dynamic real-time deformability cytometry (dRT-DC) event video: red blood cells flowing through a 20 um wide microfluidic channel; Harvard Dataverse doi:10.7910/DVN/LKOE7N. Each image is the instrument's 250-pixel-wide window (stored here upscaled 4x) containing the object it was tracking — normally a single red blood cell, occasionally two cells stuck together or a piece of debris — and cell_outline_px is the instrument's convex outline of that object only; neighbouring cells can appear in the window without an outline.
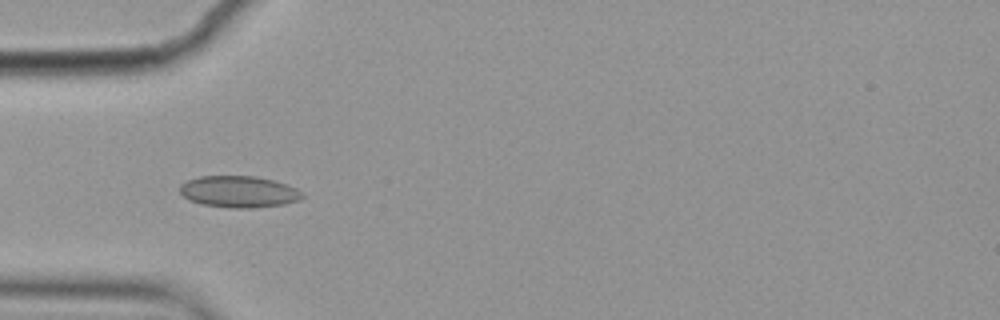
{"species": "common noctule bat (a hibernating species)", "species_latin": "Nyctalus noctula", "temperature_condition": "cold", "stored_images_in_passage": 14, "camera_frame_rate_fps": 3000, "um_per_image_px": 0.085, "animal": {"sex": "female", "body_mass_g": 19.9}, "frame": {"image": 1, "passage_image": 5, "time_ms": 1.333, "image_size_px": [1000, 320], "cell_outline_px": [[304, 196], [300, 200], [284, 204], [252, 208], [228, 208], [200, 204], [188, 200], [180, 192], [180, 184], [188, 180], [200, 176], [256, 176], [272, 180], [296, 188], [304, 192]], "centroid_in_image_um": [20.3, 16.3], "position_along_channel_um": 64.7, "area_um2": 22.66}}
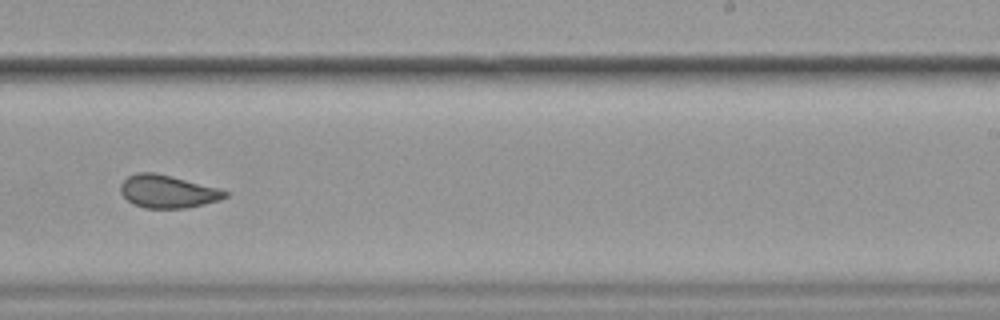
{"frame": {"image": 2, "passage_image": 10, "time_ms": 3.0, "image_size_px": [1000, 320], "cell_outline_px": [[228, 196], [220, 200], [188, 208], [144, 208], [132, 204], [120, 192], [120, 184], [128, 176], [136, 172], [152, 172], [220, 188], [228, 192]], "centroid_in_image_um": [14.25, 16.29], "position_along_channel_um": 274.8, "area_um2": 20.0}}
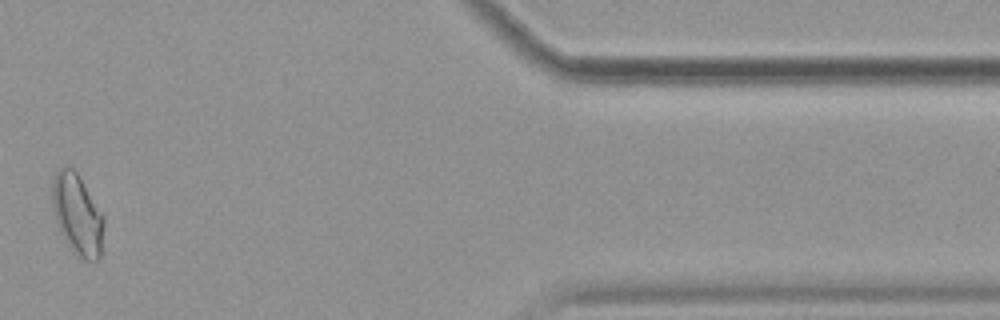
{"frame": {"image": 3, "passage_image": 14, "time_ms": 4.333, "image_size_px": [1000, 320], "cell_outline_px": [[104, 224], [100, 260], [84, 260], [76, 256], [72, 252], [64, 240], [60, 232], [56, 220], [52, 200], [52, 184], [56, 172], [64, 164], [72, 168], [76, 172], [104, 216]], "centroid_in_image_um": [6.58, 18.27], "position_along_channel_um": 404.8, "area_um2": 24.33}}